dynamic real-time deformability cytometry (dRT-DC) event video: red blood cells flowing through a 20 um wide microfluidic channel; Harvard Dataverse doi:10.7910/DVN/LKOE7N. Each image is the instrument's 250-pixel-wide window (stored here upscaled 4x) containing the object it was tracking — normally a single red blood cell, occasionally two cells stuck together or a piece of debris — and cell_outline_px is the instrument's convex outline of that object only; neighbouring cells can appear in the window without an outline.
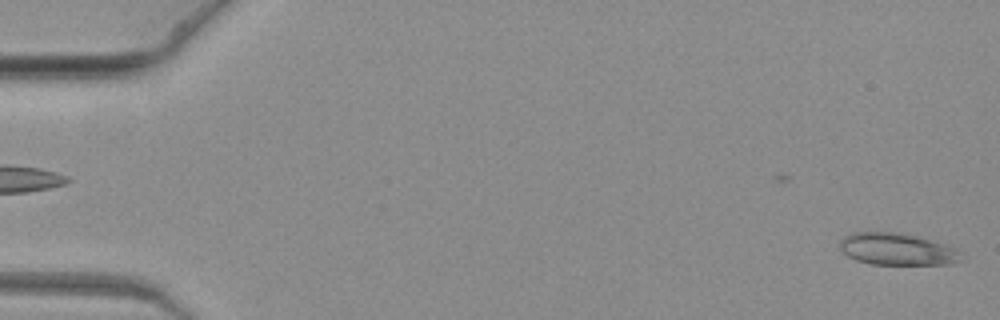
{"species": "common noctule bat (a hibernating species)", "species_latin": "Nyctalus noctula", "temperature_condition": "warm", "stored_images_in_passage": 10, "camera_frame_rate_fps": 3000, "um_per_image_px": 0.085, "animal": {"sex": "female", "body_mass_g": 19.3, "forearm_length_mm": 54.1}, "frame": {"image": 1, "passage_image": 1, "time_ms": 0.0, "image_size_px": [1000, 320], "cell_outline_px": [[964, 260], [948, 264], [872, 264], [856, 260], [848, 256], [840, 248], [840, 240], [844, 236], [852, 232], [892, 232], [916, 236], [944, 244], [956, 248], [960, 252]], "centroid_in_image_um": [76.26, 21.18], "position_along_channel_um": 8.7, "area_um2": 22.48}}
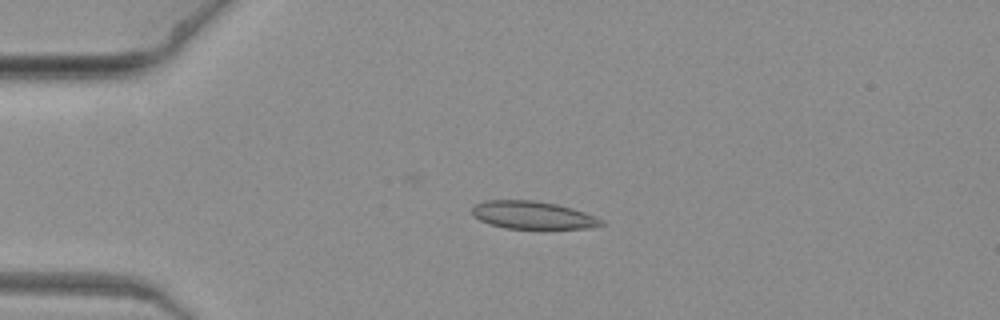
{"frame": {"image": 2, "passage_image": 6, "time_ms": 1.667, "image_size_px": [1000, 320], "cell_outline_px": [[608, 224], [588, 228], [504, 228], [488, 224], [472, 216], [472, 204], [484, 200], [536, 200], [556, 204], [572, 208], [596, 216], [604, 220]], "centroid_in_image_um": [45.27, 18.27], "position_along_channel_um": 39.7, "area_um2": 21.15}}
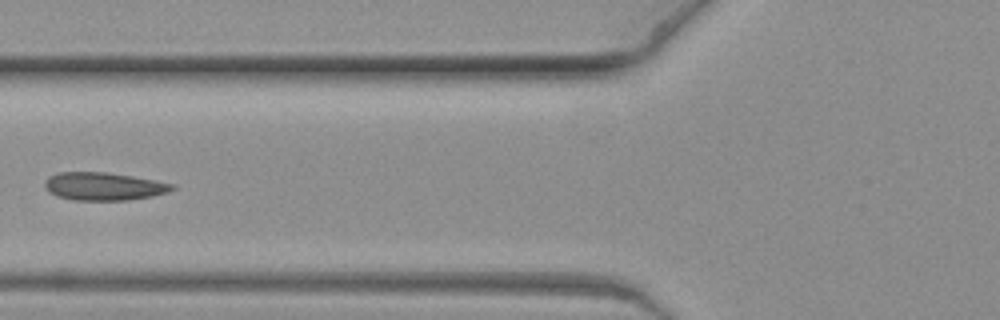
{"frame": {"image": 3, "passage_image": 9, "time_ms": 2.667, "image_size_px": [1000, 320], "cell_outline_px": [[176, 188], [168, 192], [152, 196], [128, 200], [72, 200], [56, 196], [48, 192], [44, 188], [44, 180], [48, 176], [60, 172], [104, 172], [132, 176], [176, 184]], "centroid_in_image_um": [8.79, 15.84], "position_along_channel_um": 117.0, "area_um2": 20.92}}